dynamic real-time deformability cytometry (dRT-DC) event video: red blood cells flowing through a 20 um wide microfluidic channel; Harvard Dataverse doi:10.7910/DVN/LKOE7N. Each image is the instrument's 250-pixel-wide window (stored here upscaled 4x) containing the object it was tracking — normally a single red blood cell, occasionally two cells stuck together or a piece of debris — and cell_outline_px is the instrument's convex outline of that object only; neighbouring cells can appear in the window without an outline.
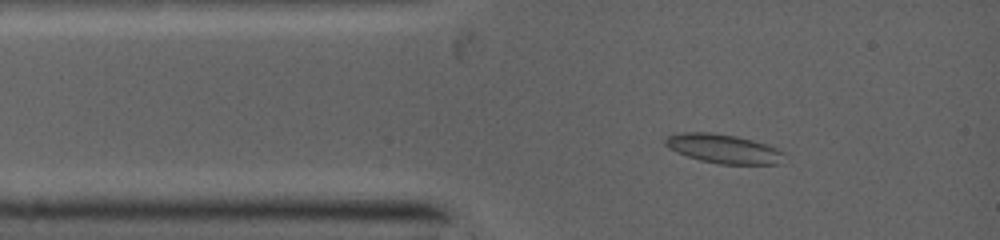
{"species": "common noctule bat (a hibernating species)", "species_latin": "Nyctalus noctula", "temperature_condition": "warm", "stored_images_in_passage": 8, "camera_frame_rate_fps": 5000, "um_per_image_px": 0.085, "animal": {"sex": "female", "body_mass_g": 19.0, "forearm_length_mm": 53.3}, "frame": {"image": 1, "passage_image": 3, "time_ms": 1.0, "image_size_px": [1000, 240], "cell_outline_px": [[784, 152], [776, 164], [720, 164], [700, 160], [688, 156], [668, 148], [664, 144], [664, 140], [668, 136], [684, 132], [704, 132], [732, 136], [752, 140], [776, 148]], "centroid_in_image_um": [61.43, 12.64], "position_along_channel_um": 23.6, "area_um2": 19.54}}
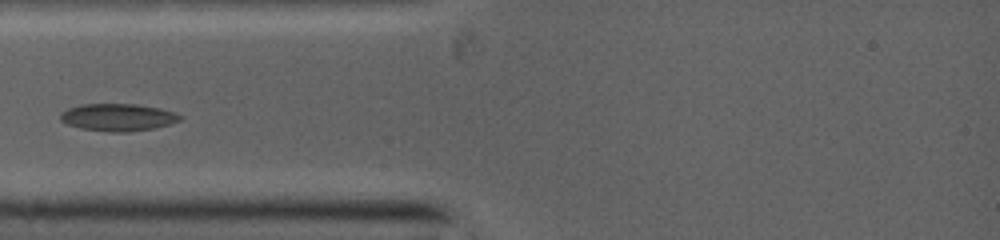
{"frame": {"image": 2, "passage_image": 6, "time_ms": 2.6, "image_size_px": [1000, 240], "cell_outline_px": [[180, 120], [156, 128], [128, 132], [112, 132], [80, 128], [68, 124], [60, 120], [60, 112], [68, 108], [84, 104], [132, 104], [156, 108], [172, 112], [180, 116]], "centroid_in_image_um": [9.96, 9.98], "position_along_channel_um": 75.0, "area_um2": 18.73}}
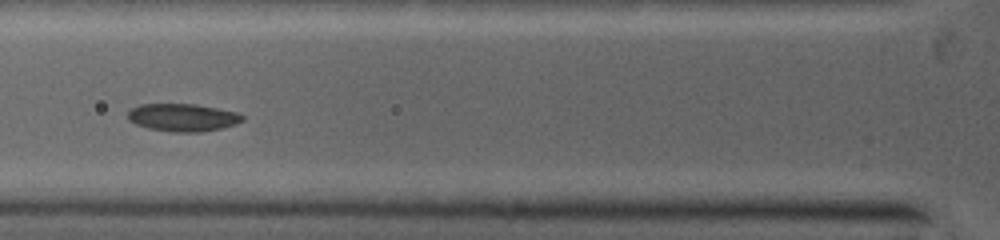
{"frame": {"image": 3, "passage_image": 7, "time_ms": 3.4, "image_size_px": [1000, 240], "cell_outline_px": [[244, 120], [220, 128], [200, 132], [172, 132], [148, 128], [136, 124], [128, 120], [128, 112], [132, 108], [140, 104], [192, 104], [216, 108], [236, 112], [244, 116]], "centroid_in_image_um": [15.49, 9.98], "position_along_channel_um": 110.3, "area_um2": 18.26}}